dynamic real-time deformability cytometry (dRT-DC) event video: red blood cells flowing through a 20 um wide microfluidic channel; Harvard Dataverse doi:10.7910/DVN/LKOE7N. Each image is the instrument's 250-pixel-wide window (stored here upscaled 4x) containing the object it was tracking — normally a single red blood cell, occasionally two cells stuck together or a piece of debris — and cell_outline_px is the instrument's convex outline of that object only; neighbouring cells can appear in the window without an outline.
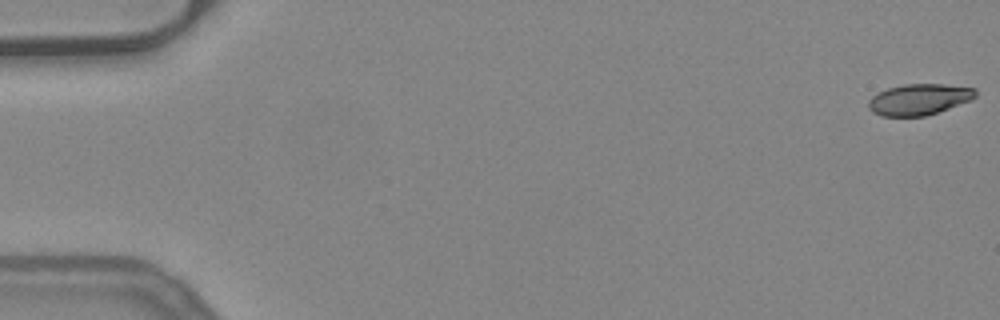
{"species": "common noctule bat (a hibernating species)", "species_latin": "Nyctalus noctula", "temperature_condition": "warm", "stored_images_in_passage": 53, "camera_frame_rate_fps": 3000, "um_per_image_px": 0.085, "animal": {"sex": "female", "body_mass_g": 24.6, "forearm_length_mm": 56.2}, "frame": {"image": 1, "passage_image": 1, "time_ms": 0.0, "image_size_px": [1000, 320], "cell_outline_px": [[976, 96], [972, 100], [924, 116], [884, 116], [872, 112], [868, 108], [868, 100], [872, 96], [888, 88], [904, 84], [944, 84], [976, 88]], "centroid_in_image_um": [78.12, 8.44], "position_along_channel_um": 6.9, "area_um2": 19.31}}
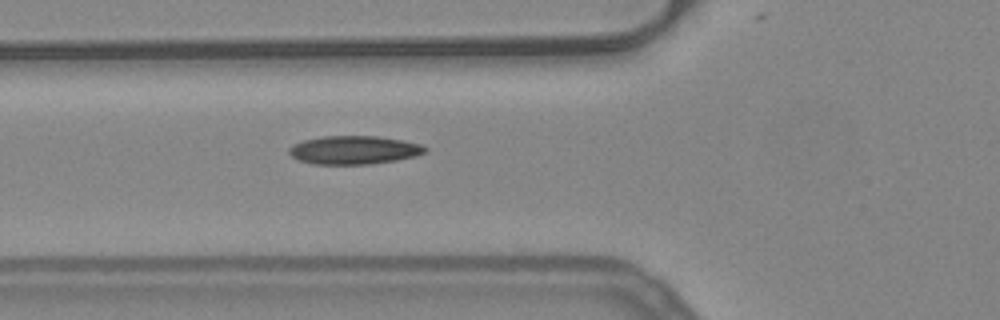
{"frame": {"image": 2, "passage_image": 20, "time_ms": 6.333, "image_size_px": [1000, 320], "cell_outline_px": [[428, 152], [416, 156], [396, 160], [368, 164], [312, 164], [300, 160], [292, 156], [288, 152], [288, 148], [292, 144], [304, 140], [324, 136], [380, 136], [404, 140], [420, 144], [428, 148]], "centroid_in_image_um": [30.12, 12.74], "position_along_channel_um": 95.7, "area_um2": 22.66}}
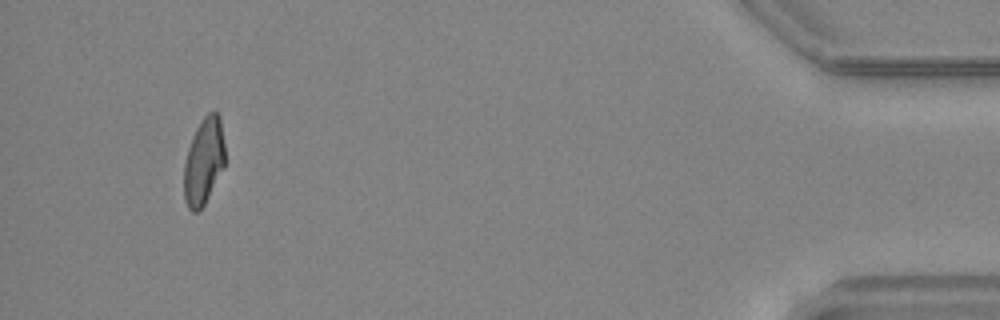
{"frame": {"image": 3, "passage_image": 50, "time_ms": 16.333, "image_size_px": [1000, 320], "cell_outline_px": [[224, 168], [204, 204], [196, 212], [192, 212], [188, 208], [184, 200], [184, 164], [188, 148], [192, 136], [196, 128], [204, 116], [208, 112], [216, 112], [220, 116], [224, 144]], "centroid_in_image_um": [17.31, 13.71], "position_along_channel_um": 417.9, "area_um2": 20.69}, "authors_computed_cell_mechanics": {"area_um2": 21.5016, "velocity_mm_per_s": 3.9487, "shape_relaxation_time_tau1_ms": 9.644, "shape_relaxation_time_tau2_ms": 2.1164, "deformation_change_tau1": 0.244, "deformation_change_tau2": 0.0838}}